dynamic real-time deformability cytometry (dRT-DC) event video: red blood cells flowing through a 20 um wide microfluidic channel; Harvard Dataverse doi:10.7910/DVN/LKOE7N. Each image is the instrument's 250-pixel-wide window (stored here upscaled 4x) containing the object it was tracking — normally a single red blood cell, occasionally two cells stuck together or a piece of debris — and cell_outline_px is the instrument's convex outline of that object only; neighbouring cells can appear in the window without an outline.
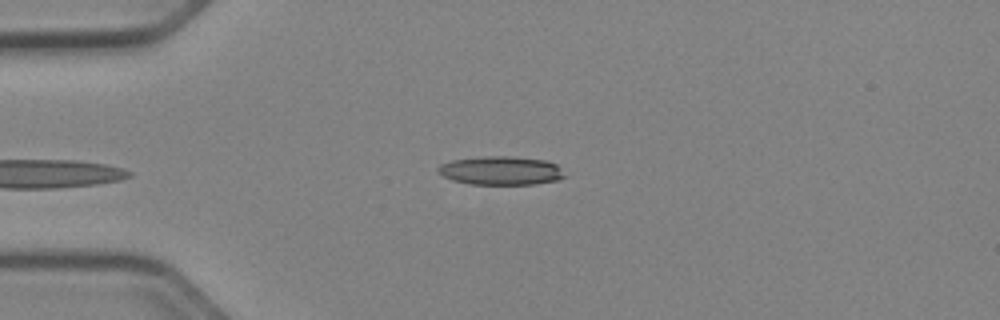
{"species": "Egyptian fruit bat (a non-hibernating species)", "species_latin": "Rousettus aegyptiacus", "temperature_condition": "cold", "stored_images_in_passage": 36, "camera_frame_rate_fps": 3000, "um_per_image_px": 0.085, "animal": {"sex": "female"}, "frame": {"image": 1, "passage_image": 1, "time_ms": 0.0, "image_size_px": [1000, 320], "cell_outline_px": [[564, 176], [556, 180], [536, 184], [468, 184], [452, 180], [444, 176], [436, 168], [440, 164], [452, 160], [484, 156], [508, 156], [548, 160], [556, 164], [560, 168]], "centroid_in_image_um": [42.56, 14.49], "position_along_channel_um": 42.4, "area_um2": 21.04}}
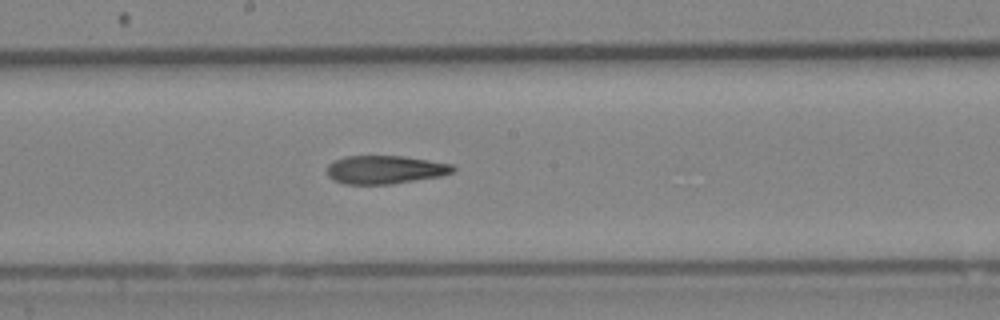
{"frame": {"image": 2, "passage_image": 16, "time_ms": 5.0, "image_size_px": [1000, 320], "cell_outline_px": [[456, 168], [452, 172], [440, 176], [392, 184], [344, 184], [332, 180], [328, 176], [328, 164], [344, 156], [400, 156], [428, 160], [452, 164]], "centroid_in_image_um": [32.71, 14.42], "position_along_channel_um": 215.5, "area_um2": 20.69}}
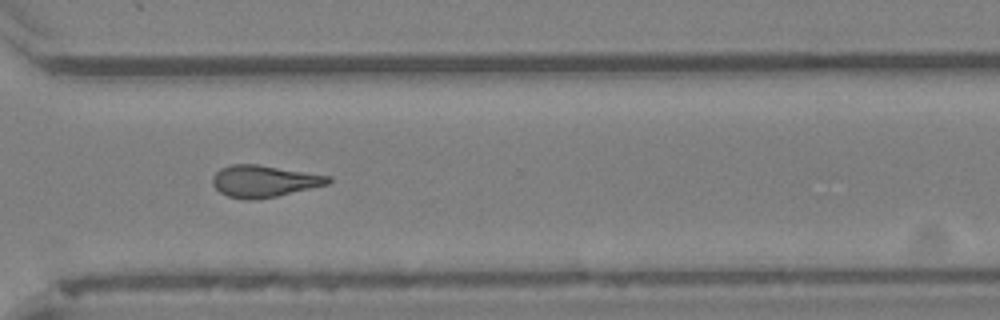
{"frame": {"image": 3, "passage_image": 26, "time_ms": 8.333, "image_size_px": [1000, 320], "cell_outline_px": [[332, 180], [328, 184], [276, 196], [252, 200], [244, 200], [228, 196], [220, 192], [212, 184], [212, 176], [220, 168], [232, 164], [256, 164], [332, 176]], "centroid_in_image_um": [22.42, 15.39], "position_along_channel_um": 348.2, "area_um2": 21.39}, "authors_computed_cell_mechanics": {"area_um2": 21.5594, "velocity_mm_per_s": 3.9717, "shape_relaxation_time_tau1_ms": null, "shape_relaxation_time_tau2_ms": 4.2955, "deformation_change_tau1": null, "deformation_change_tau2": 0.144}}